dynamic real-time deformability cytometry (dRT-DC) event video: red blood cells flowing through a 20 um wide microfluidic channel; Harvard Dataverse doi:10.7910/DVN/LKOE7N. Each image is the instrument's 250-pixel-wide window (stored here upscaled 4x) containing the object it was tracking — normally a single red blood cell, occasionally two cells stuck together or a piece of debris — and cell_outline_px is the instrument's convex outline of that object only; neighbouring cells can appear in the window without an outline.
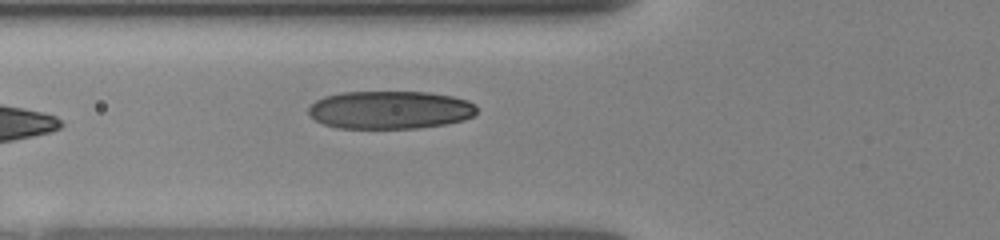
{"species": "human", "species_latin": "Homo sapiens", "temperature_condition": "room temperature", "stored_images_in_passage": 7, "camera_frame_rate_fps": 3000, "um_per_image_px": 0.085, "donor": {"sex": "female"}, "frame": {"image": 1, "passage_image": 7, "time_ms": 5.667, "image_size_px": [1000, 240], "cell_outline_px": [[476, 112], [472, 116], [464, 120], [444, 124], [416, 128], [336, 128], [324, 124], [308, 116], [308, 108], [316, 100], [324, 96], [340, 92], [428, 92], [452, 96], [468, 100], [476, 108]], "centroid_in_image_um": [33.11, 9.34], "position_along_channel_um": 92.7, "area_um2": 37.34}}